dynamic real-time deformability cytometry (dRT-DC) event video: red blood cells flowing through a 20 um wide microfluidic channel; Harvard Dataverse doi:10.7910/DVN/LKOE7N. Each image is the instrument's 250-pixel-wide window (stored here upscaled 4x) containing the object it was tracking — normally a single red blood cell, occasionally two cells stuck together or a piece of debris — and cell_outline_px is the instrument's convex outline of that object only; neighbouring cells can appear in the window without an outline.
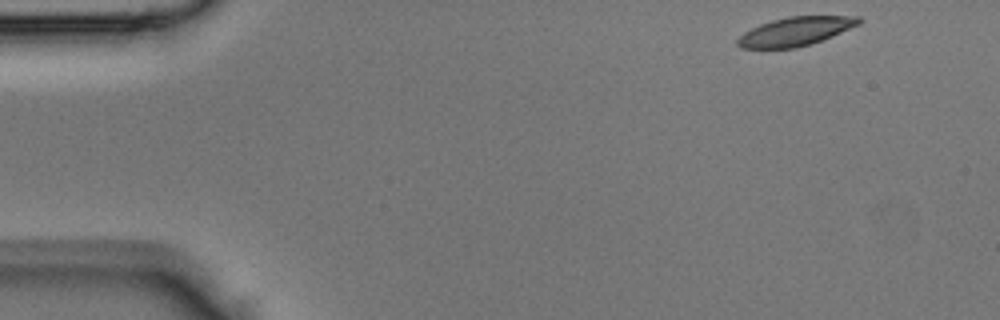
{"species": "Egyptian fruit bat (a non-hibernating species)", "species_latin": "Rousettus aegyptiacus", "temperature_condition": "room temperature", "stored_images_in_passage": 41, "camera_frame_rate_fps": 3000, "um_per_image_px": 0.085, "animal": {"sex": "male"}, "frame": {"image": 1, "passage_image": 1, "time_ms": 0.0, "image_size_px": [1000, 320], "cell_outline_px": [[864, 20], [860, 24], [832, 36], [812, 44], [796, 48], [740, 48], [736, 44], [736, 40], [744, 32], [760, 24], [772, 20], [788, 16], [860, 16]], "centroid_in_image_um": [67.63, 2.67], "position_along_channel_um": 17.4, "area_um2": 20.4}}
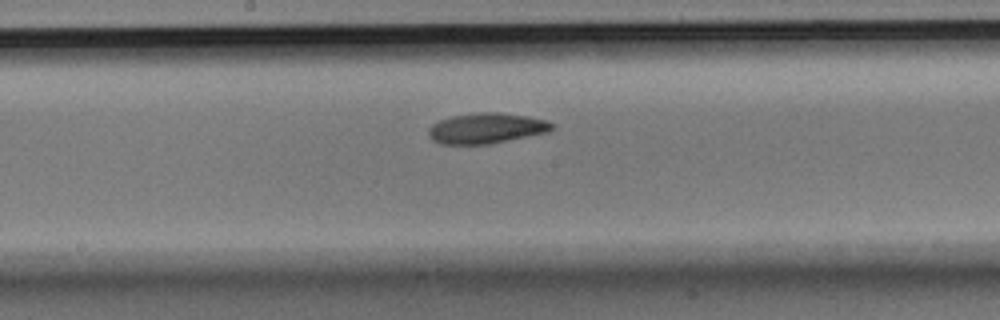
{"frame": {"image": 2, "passage_image": 20, "time_ms": 6.333, "image_size_px": [1000, 320], "cell_outline_px": [[556, 124], [548, 132], [488, 144], [440, 144], [432, 140], [428, 136], [428, 128], [432, 124], [440, 120], [452, 116], [480, 112], [500, 112], [528, 116], [544, 120]], "centroid_in_image_um": [41.31, 10.9], "position_along_channel_um": 206.9, "area_um2": 21.91}}
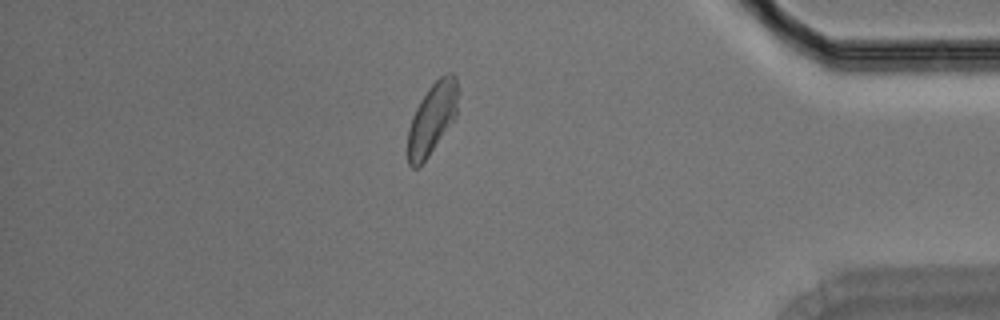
{"frame": {"image": 3, "passage_image": 35, "time_ms": 11.333, "image_size_px": [1000, 320], "cell_outline_px": [[456, 116], [428, 156], [416, 168], [412, 168], [408, 164], [408, 128], [412, 116], [420, 100], [428, 88], [440, 76], [448, 72], [452, 72], [456, 76]], "centroid_in_image_um": [36.7, 10.06], "position_along_channel_um": 398.5, "area_um2": 20.4}}